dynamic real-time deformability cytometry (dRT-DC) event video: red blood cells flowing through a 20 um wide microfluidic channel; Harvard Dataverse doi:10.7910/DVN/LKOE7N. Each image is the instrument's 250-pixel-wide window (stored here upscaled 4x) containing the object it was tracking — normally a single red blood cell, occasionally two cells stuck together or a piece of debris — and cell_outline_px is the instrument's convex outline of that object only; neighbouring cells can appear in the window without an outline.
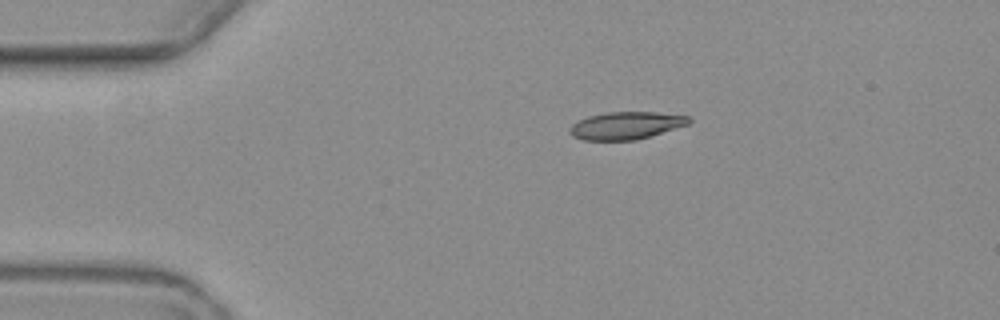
{"species": "common noctule bat (a hibernating species)", "species_latin": "Nyctalus noctula", "temperature_condition": "warm", "stored_images_in_passage": 4, "camera_frame_rate_fps": 3000, "um_per_image_px": 0.085, "animal": {"sex": "female", "body_mass_g": 19.3, "forearm_length_mm": 54.1}, "frame": {"image": 1, "passage_image": 4, "time_ms": 3.667, "image_size_px": [1000, 320], "cell_outline_px": [[692, 120], [688, 124], [636, 140], [584, 140], [572, 136], [568, 132], [568, 128], [572, 124], [588, 116], [604, 112], [656, 112], [688, 116]], "centroid_in_image_um": [53.17, 10.66], "position_along_channel_um": 31.8, "area_um2": 19.02}}